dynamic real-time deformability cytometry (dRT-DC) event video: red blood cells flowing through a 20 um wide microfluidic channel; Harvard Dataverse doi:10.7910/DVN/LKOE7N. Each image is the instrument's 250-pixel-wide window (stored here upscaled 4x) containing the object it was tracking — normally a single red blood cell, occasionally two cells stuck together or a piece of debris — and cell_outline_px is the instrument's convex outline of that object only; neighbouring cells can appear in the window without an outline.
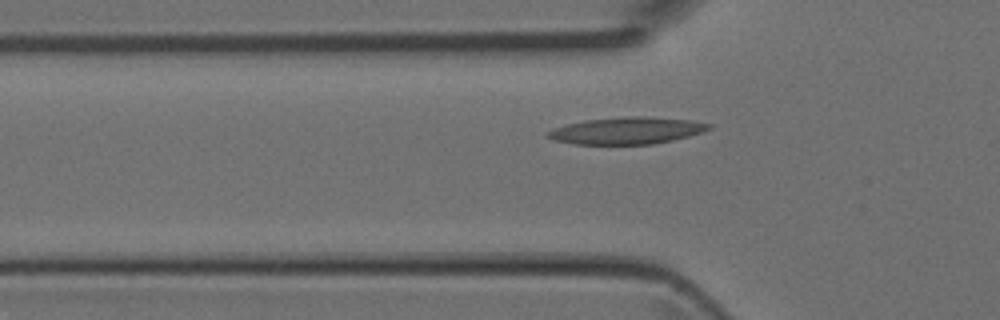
{"species": "Egyptian fruit bat (a non-hibernating species)", "species_latin": "Rousettus aegyptiacus", "temperature_condition": "room temperature", "stored_images_in_passage": 32, "camera_frame_rate_fps": 3000, "um_per_image_px": 0.085, "animal": {"sex": "female"}, "frame": {"image": 1, "passage_image": 5, "time_ms": 1.333, "image_size_px": [1000, 320], "cell_outline_px": [[712, 128], [688, 136], [672, 140], [652, 144], [572, 144], [556, 140], [544, 136], [544, 132], [568, 124], [584, 120], [628, 116], [640, 116], [692, 120], [712, 124]], "centroid_in_image_um": [53.26, 11.1], "position_along_channel_um": 72.5, "area_um2": 25.14}}
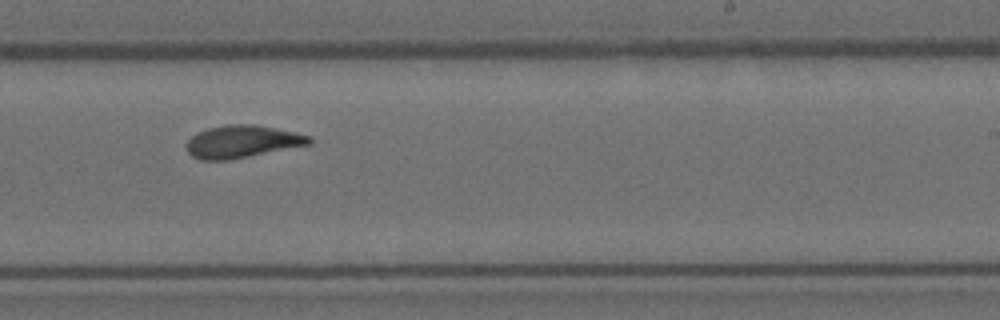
{"frame": {"image": 2, "passage_image": 18, "time_ms": 5.667, "image_size_px": [1000, 320], "cell_outline_px": [[312, 144], [228, 160], [200, 160], [192, 156], [188, 152], [188, 140], [196, 132], [208, 128], [228, 124], [252, 124], [312, 136]], "centroid_in_image_um": [20.58, 12.04], "position_along_channel_um": 268.4, "area_um2": 23.0}}
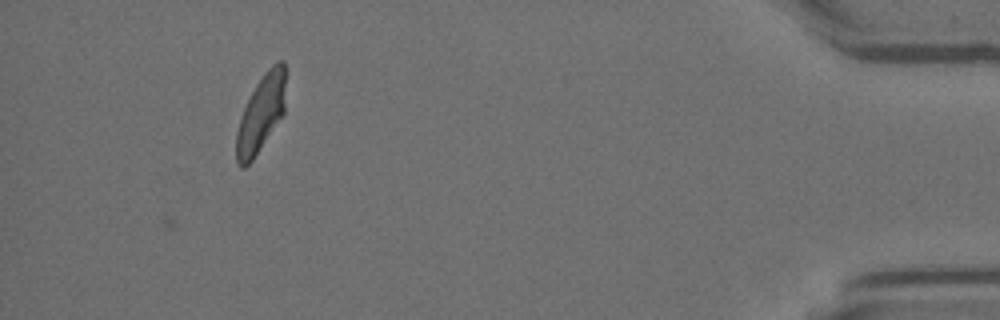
{"frame": {"image": 3, "passage_image": 32, "time_ms": 10.333, "image_size_px": [1000, 320], "cell_outline_px": [[284, 112], [252, 160], [244, 168], [240, 168], [236, 164], [236, 132], [244, 108], [256, 84], [268, 68], [272, 64], [280, 60], [284, 60]], "centroid_in_image_um": [22.15, 9.67], "position_along_channel_um": 413.0, "area_um2": 21.5}}